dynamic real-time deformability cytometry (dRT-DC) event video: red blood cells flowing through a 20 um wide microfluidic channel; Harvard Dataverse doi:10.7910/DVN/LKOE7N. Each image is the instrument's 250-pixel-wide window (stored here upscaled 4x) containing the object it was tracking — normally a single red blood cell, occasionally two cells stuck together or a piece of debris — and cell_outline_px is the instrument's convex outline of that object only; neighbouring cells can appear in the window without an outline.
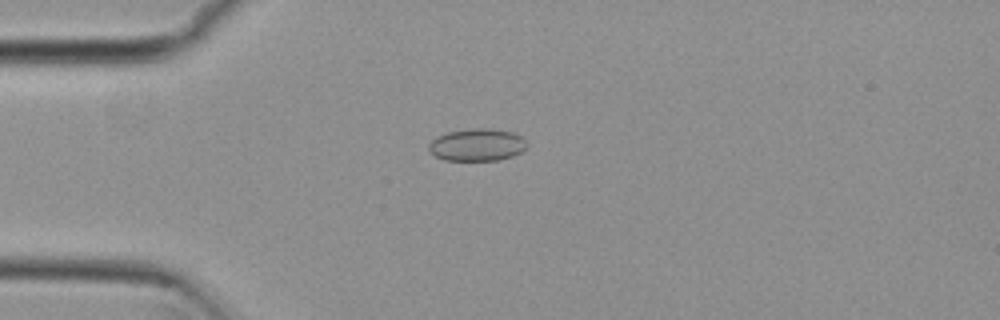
{"species": "common noctule bat (a hibernating species)", "species_latin": "Nyctalus noctula", "temperature_condition": "cold", "stored_images_in_passage": 43, "camera_frame_rate_fps": 3000, "um_per_image_px": 0.085, "animal": {"sex": "female", "body_mass_g": 29.2, "forearm_length_mm": 56.3}, "frame": {"image": 1, "passage_image": 3, "time_ms": 0.667, "image_size_px": [1000, 320], "cell_outline_px": [[528, 144], [520, 152], [512, 156], [500, 160], [444, 160], [436, 156], [428, 148], [428, 144], [436, 136], [448, 132], [472, 128], [488, 128], [512, 132], [520, 136]], "centroid_in_image_um": [40.54, 12.3], "position_along_channel_um": 44.5, "area_um2": 18.38}}
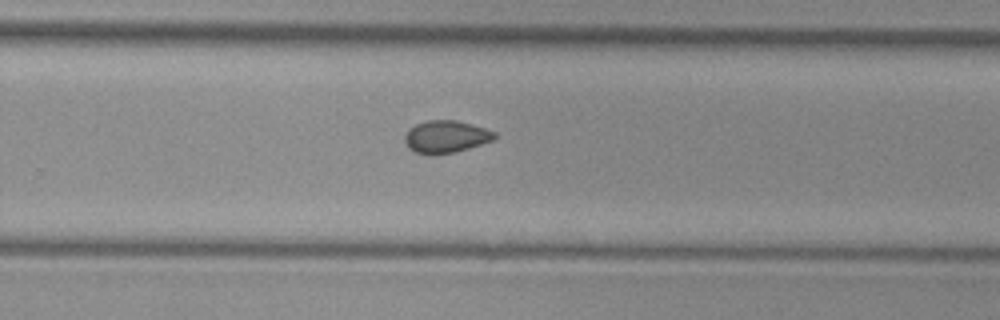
{"frame": {"image": 2, "passage_image": 24, "time_ms": 7.667, "image_size_px": [1000, 320], "cell_outline_px": [[496, 136], [492, 140], [456, 152], [432, 156], [416, 152], [408, 148], [404, 140], [404, 136], [408, 128], [416, 124], [428, 120], [456, 120], [472, 124], [496, 132]], "centroid_in_image_um": [37.86, 11.63], "position_along_channel_um": 291.9, "area_um2": 17.05}}
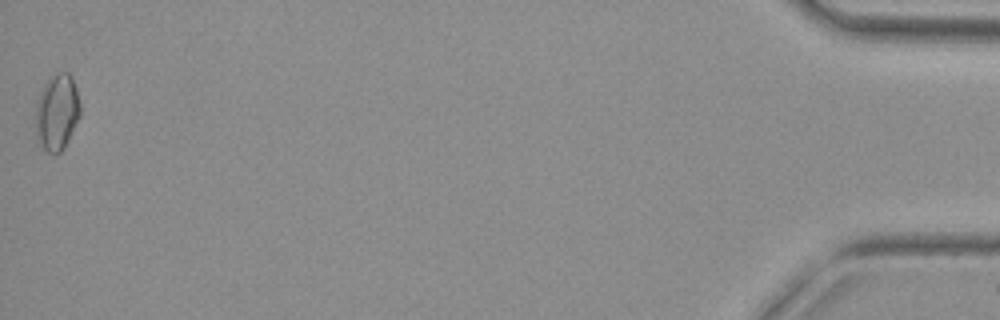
{"frame": {"image": 3, "passage_image": 43, "time_ms": 14.0, "image_size_px": [1000, 320], "cell_outline_px": [[80, 116], [64, 148], [60, 152], [48, 152], [36, 140], [36, 100], [40, 88], [56, 72], [68, 72], [72, 76], [76, 88], [80, 104]], "centroid_in_image_um": [4.83, 9.5], "position_along_channel_um": 430.4, "area_um2": 19.94}, "authors_computed_cell_mechanics": {"area_um2": 16.8776, "velocity_mm_per_s": 3.8106, "shape_relaxation_time_tau1_ms": 6.3172, "shape_relaxation_time_tau2_ms": 6.6412, "deformation_change_tau1": 0.0594, "deformation_change_tau2": 0.1048}}